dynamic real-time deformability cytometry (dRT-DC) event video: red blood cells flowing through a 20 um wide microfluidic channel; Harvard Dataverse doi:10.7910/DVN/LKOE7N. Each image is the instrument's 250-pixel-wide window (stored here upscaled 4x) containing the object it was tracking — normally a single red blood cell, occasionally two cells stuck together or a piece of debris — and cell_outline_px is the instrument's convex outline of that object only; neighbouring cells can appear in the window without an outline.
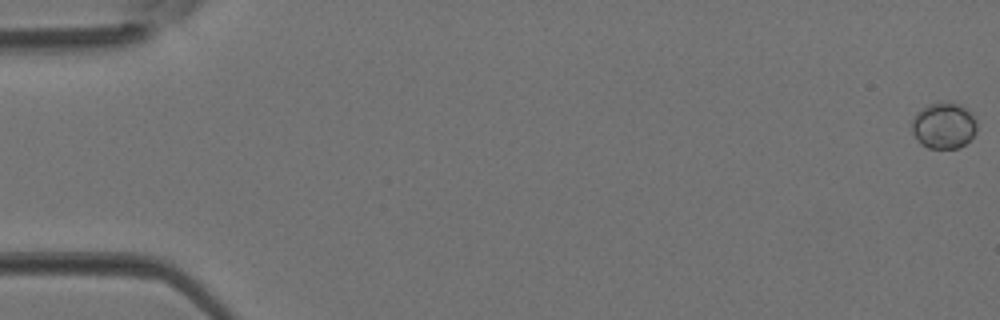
{"species": "Egyptian fruit bat (a non-hibernating species)", "species_latin": "Rousettus aegyptiacus", "temperature_condition": "room temperature", "stored_images_in_passage": 5, "camera_frame_rate_fps": 3000, "um_per_image_px": 0.085, "animal": {"sex": "female"}, "frame": {"image": 1, "passage_image": 1, "time_ms": 0.0, "image_size_px": [1000, 320], "cell_outline_px": [[976, 132], [960, 148], [928, 148], [920, 144], [912, 132], [912, 120], [916, 112], [932, 104], [960, 104], [972, 112], [976, 120]], "centroid_in_image_um": [80.22, 10.71], "position_along_channel_um": 4.8, "area_um2": 17.22}}
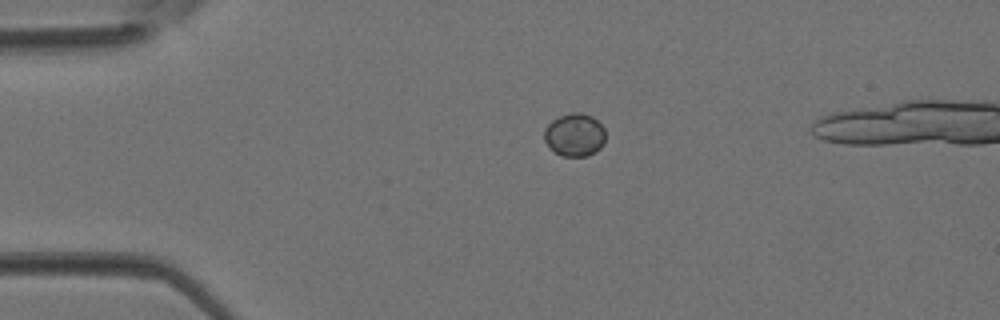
{"frame": {"image": 2, "passage_image": 3, "time_ms": 0.667, "image_size_px": [1000, 320], "cell_outline_px": [[604, 144], [596, 152], [588, 156], [560, 156], [544, 140], [544, 128], [552, 120], [560, 116], [572, 112], [580, 112], [592, 116], [604, 128]], "centroid_in_image_um": [48.85, 11.46], "position_along_channel_um": 36.2, "area_um2": 15.32}}
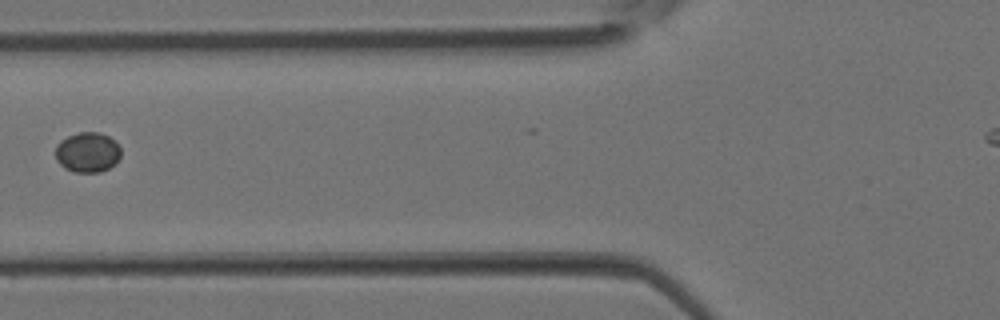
{"frame": {"image": 3, "passage_image": 5, "time_ms": 1.333, "image_size_px": [1000, 320], "cell_outline_px": [[120, 156], [108, 168], [100, 172], [72, 172], [64, 168], [56, 160], [56, 144], [60, 140], [68, 136], [80, 132], [100, 132], [108, 136], [120, 148]], "centroid_in_image_um": [7.39, 12.94], "position_along_channel_um": 118.4, "area_um2": 15.14}}